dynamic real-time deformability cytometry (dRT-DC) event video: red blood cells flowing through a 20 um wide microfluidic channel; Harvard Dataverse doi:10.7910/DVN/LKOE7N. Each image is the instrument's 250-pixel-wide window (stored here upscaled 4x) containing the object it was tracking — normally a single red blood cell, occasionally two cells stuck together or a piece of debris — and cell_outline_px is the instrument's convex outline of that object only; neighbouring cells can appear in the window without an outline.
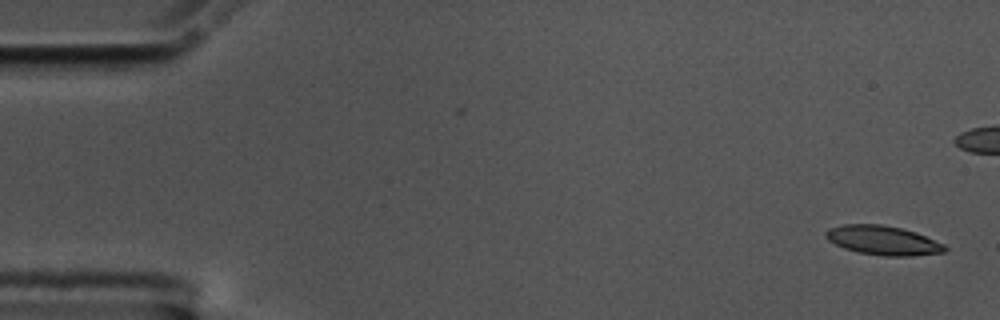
{"species": "common noctule bat (a hibernating species)", "species_latin": "Nyctalus noctula", "temperature_condition": "cold", "stored_images_in_passage": 46, "camera_frame_rate_fps": 3000, "um_per_image_px": 0.085, "animal": {"sex": "male", "body_mass_g": 17.5, "forearm_length_mm": 52.3}, "frame": {"image": 1, "passage_image": 1, "time_ms": 0.0, "image_size_px": [1000, 320], "cell_outline_px": [[948, 248], [944, 252], [912, 256], [884, 256], [860, 252], [844, 248], [828, 240], [824, 236], [824, 232], [828, 228], [840, 224], [884, 224], [916, 232], [944, 244]], "centroid_in_image_um": [75.03, 20.42], "position_along_channel_um": 10.0, "area_um2": 20.35}}
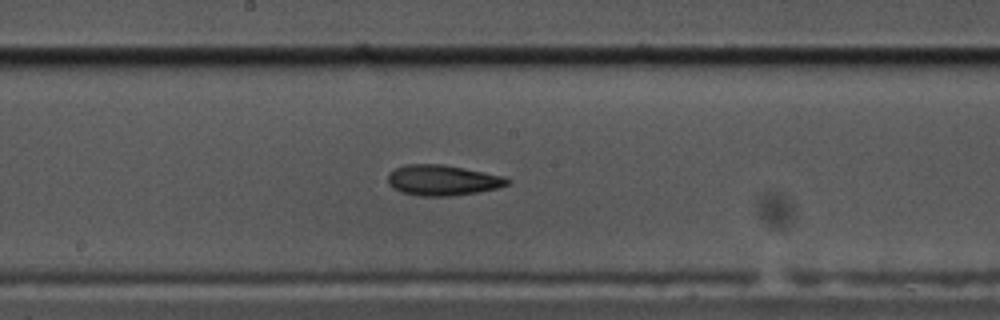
{"frame": {"image": 2, "passage_image": 29, "time_ms": 9.333, "image_size_px": [1000, 320], "cell_outline_px": [[512, 180], [508, 184], [496, 188], [476, 192], [452, 196], [420, 196], [400, 192], [388, 184], [388, 172], [404, 164], [440, 164], [464, 168], [504, 176]], "centroid_in_image_um": [37.59, 15.32], "position_along_channel_um": 210.6, "area_um2": 21.27}}
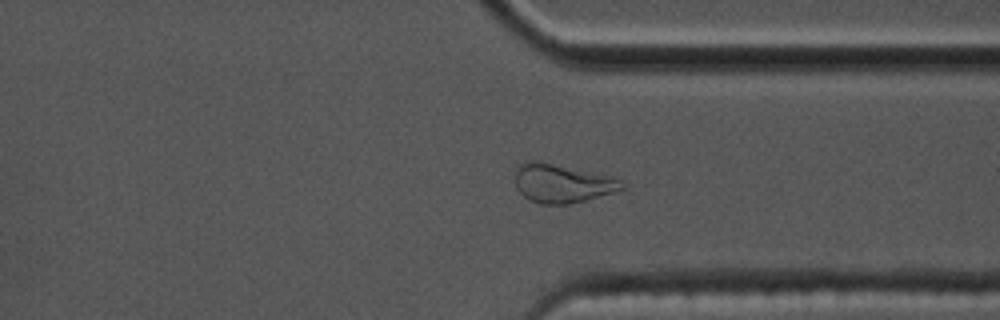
{"frame": {"image": 3, "passage_image": 42, "time_ms": 13.667, "image_size_px": [1000, 320], "cell_outline_px": [[624, 188], [612, 192], [584, 200], [568, 204], [540, 204], [528, 200], [516, 188], [516, 164], [528, 160], [536, 160], [616, 176], [624, 184]], "centroid_in_image_um": [47.75, 15.56], "position_along_channel_um": 363.6, "area_um2": 24.28}}